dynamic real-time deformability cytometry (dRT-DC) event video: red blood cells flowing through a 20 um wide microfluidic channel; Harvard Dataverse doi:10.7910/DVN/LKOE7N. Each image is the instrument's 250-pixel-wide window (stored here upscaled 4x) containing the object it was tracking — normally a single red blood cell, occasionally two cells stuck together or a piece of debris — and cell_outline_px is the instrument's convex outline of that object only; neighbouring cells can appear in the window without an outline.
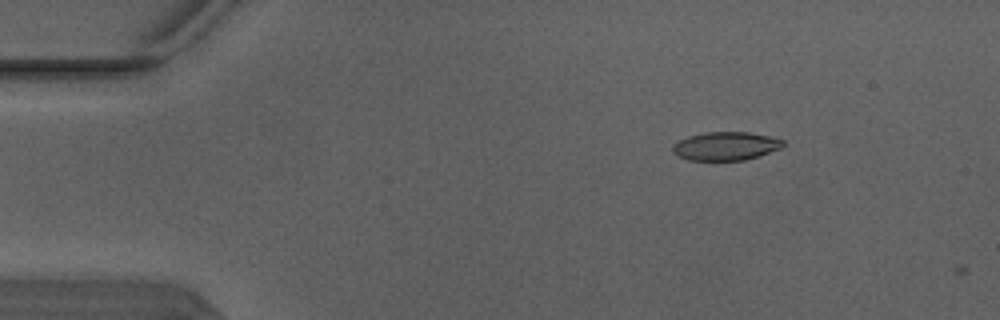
{"species": "Egyptian fruit bat (a non-hibernating species)", "species_latin": "Rousettus aegyptiacus", "temperature_condition": "warm", "stored_images_in_passage": 4, "camera_frame_rate_fps": 3000, "um_per_image_px": 0.085, "animal": {"sex": "male"}, "frame": {"image": 1, "passage_image": 2, "time_ms": 0.333, "image_size_px": [1000, 320], "cell_outline_px": [[784, 148], [744, 160], [688, 160], [672, 152], [672, 144], [688, 136], [704, 132], [748, 132], [768, 136], [784, 140]], "centroid_in_image_um": [61.69, 12.41], "position_along_channel_um": 23.3, "area_um2": 18.32}}